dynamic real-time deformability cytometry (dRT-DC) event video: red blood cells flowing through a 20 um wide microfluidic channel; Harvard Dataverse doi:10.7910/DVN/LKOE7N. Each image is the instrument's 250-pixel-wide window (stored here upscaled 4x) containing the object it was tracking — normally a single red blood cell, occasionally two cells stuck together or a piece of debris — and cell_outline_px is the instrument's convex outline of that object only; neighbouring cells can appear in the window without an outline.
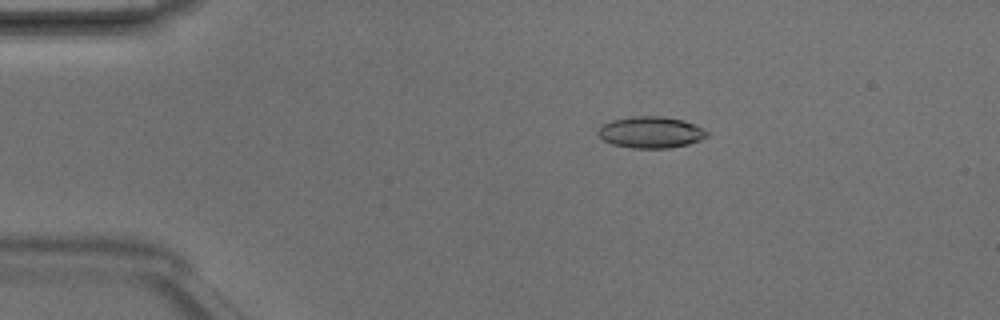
{"species": "Egyptian fruit bat (a non-hibernating species)", "species_latin": "Rousettus aegyptiacus", "temperature_condition": "room temperature", "stored_images_in_passage": 4, "camera_frame_rate_fps": 3000, "um_per_image_px": 0.085, "animal": {"sex": "male"}, "frame": {"image": 1, "passage_image": 2, "time_ms": 0.333, "image_size_px": [1000, 320], "cell_outline_px": [[708, 136], [700, 140], [688, 144], [668, 148], [632, 148], [612, 144], [604, 140], [596, 132], [604, 124], [612, 120], [632, 116], [664, 116], [684, 120], [696, 124], [708, 132]], "centroid_in_image_um": [55.34, 11.24], "position_along_channel_um": 29.7, "area_um2": 20.0}}
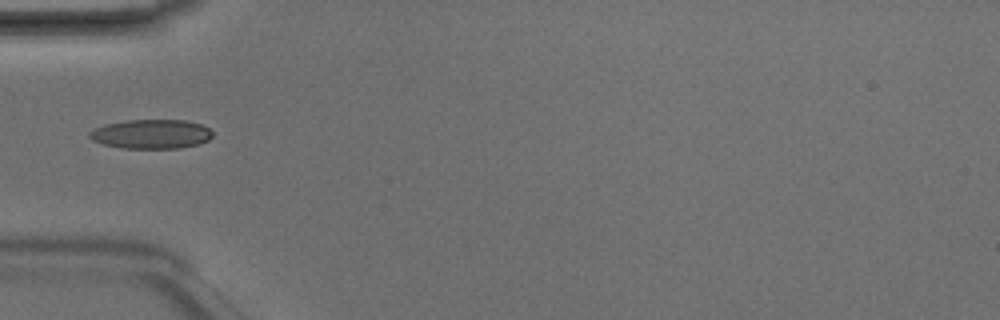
{"frame": {"image": 2, "passage_image": 4, "time_ms": 1.0, "image_size_px": [1000, 320], "cell_outline_px": [[212, 136], [208, 140], [200, 144], [180, 148], [124, 148], [104, 144], [92, 140], [88, 136], [88, 132], [104, 124], [124, 120], [184, 120], [200, 124], [208, 128], [212, 132]], "centroid_in_image_um": [12.84, 11.39], "position_along_channel_um": 72.2, "area_um2": 20.98}}